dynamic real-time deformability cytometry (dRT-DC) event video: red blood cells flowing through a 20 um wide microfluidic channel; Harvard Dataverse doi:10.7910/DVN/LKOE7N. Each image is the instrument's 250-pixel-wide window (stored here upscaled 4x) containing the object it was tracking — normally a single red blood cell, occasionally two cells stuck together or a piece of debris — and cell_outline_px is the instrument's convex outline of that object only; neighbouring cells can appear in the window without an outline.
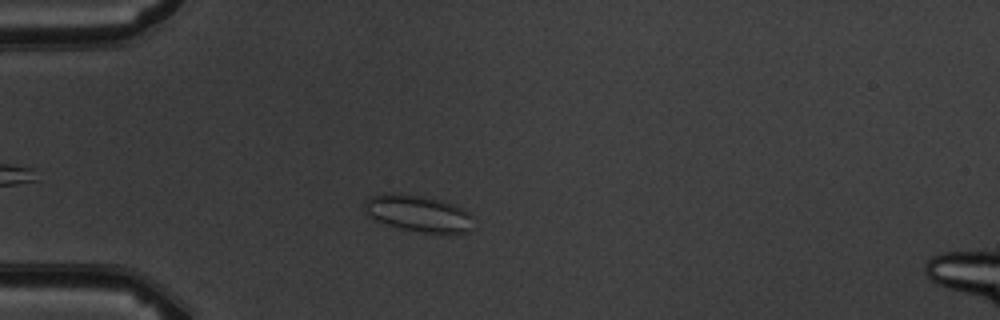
{"species": "common noctule bat (a hibernating species)", "species_latin": "Nyctalus noctula", "temperature_condition": "warm", "stored_images_in_passage": 2, "camera_frame_rate_fps": 3000, "um_per_image_px": 0.085, "animal": {"sex": "male", "body_mass_g": 19.5, "forearm_length_mm": 54.6}, "frame": {"image": 1, "passage_image": 2, "time_ms": 1.0, "image_size_px": [1000, 320], "cell_outline_px": [[476, 228], [472, 232], [416, 232], [400, 228], [376, 220], [368, 216], [364, 208], [364, 200], [368, 196], [380, 192], [400, 192], [424, 196], [440, 200], [464, 208], [472, 216]], "centroid_in_image_um": [35.54, 18.11], "position_along_channel_um": 49.5, "area_um2": 23.81}}